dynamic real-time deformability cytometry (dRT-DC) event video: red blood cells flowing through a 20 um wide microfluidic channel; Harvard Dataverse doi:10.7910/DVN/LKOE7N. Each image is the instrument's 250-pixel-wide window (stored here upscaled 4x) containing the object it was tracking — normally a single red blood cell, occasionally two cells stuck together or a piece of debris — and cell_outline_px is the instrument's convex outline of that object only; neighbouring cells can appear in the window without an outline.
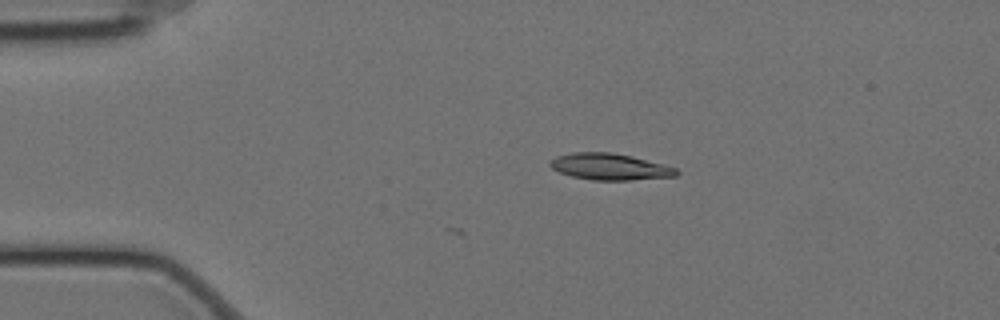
{"species": "Egyptian fruit bat (a non-hibernating species)", "species_latin": "Rousettus aegyptiacus", "temperature_condition": "cold", "stored_images_in_passage": 5, "camera_frame_rate_fps": 3000, "um_per_image_px": 0.085, "animal": {"sex": "female"}, "frame": {"image": 1, "passage_image": 1, "time_ms": 0.0, "image_size_px": [1000, 320], "cell_outline_px": [[680, 172], [676, 176], [632, 180], [592, 180], [572, 176], [560, 172], [552, 168], [548, 164], [556, 156], [572, 152], [612, 152], [632, 156], [664, 164], [676, 168]], "centroid_in_image_um": [51.85, 14.17], "position_along_channel_um": 33.1, "area_um2": 19.54}}